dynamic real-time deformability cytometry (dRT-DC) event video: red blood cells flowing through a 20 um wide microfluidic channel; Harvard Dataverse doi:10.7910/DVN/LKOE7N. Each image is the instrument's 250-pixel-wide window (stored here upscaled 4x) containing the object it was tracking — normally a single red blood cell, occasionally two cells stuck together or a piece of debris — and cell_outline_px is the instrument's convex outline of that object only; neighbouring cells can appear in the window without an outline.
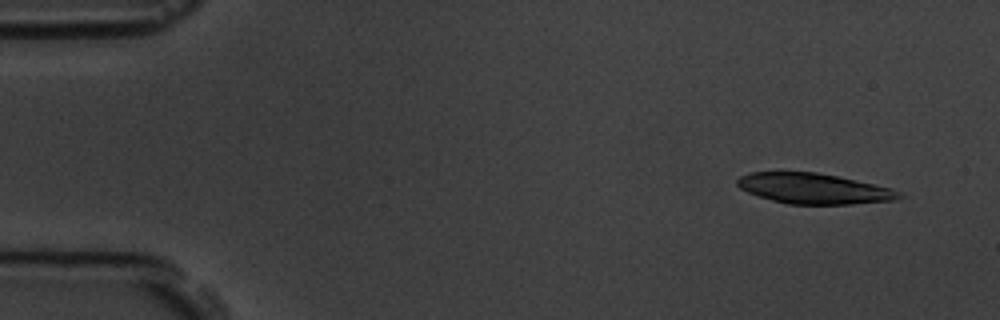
{"species": "common noctule bat (a hibernating species)", "species_latin": "Nyctalus noctula", "temperature_condition": "room temperature", "stored_images_in_passage": 4, "camera_frame_rate_fps": 3000, "um_per_image_px": 0.085, "animal": {"sex": "male", "body_mass_g": 19.5, "forearm_length_mm": 54.6}, "frame": {"image": 1, "passage_image": 1, "time_ms": 0.0, "image_size_px": [1000, 320], "cell_outline_px": [[904, 196], [892, 200], [852, 204], [788, 204], [772, 200], [748, 192], [740, 188], [736, 184], [736, 180], [740, 176], [748, 172], [816, 172], [836, 176], [892, 188], [900, 192]], "centroid_in_image_um": [69.14, 16.02], "position_along_channel_um": 15.9, "area_um2": 28.5}}